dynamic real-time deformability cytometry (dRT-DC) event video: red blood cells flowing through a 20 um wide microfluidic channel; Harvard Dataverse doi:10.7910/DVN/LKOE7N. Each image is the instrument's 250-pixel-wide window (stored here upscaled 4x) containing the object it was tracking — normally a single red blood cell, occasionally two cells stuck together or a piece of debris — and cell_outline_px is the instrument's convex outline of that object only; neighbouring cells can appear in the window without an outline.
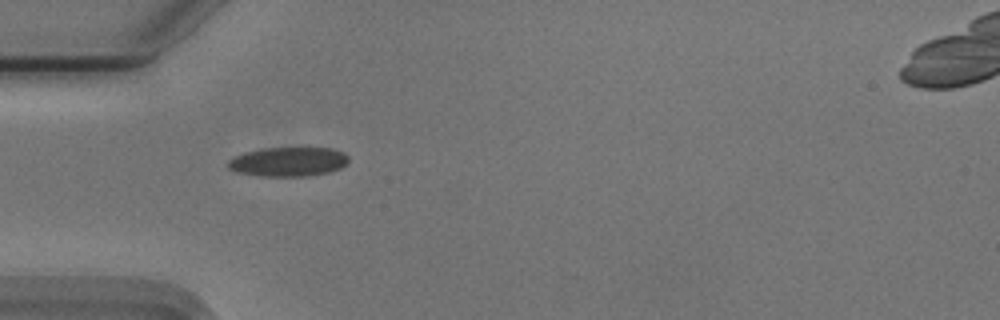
{"species": "Egyptian fruit bat (a non-hibernating species)", "species_latin": "Rousettus aegyptiacus", "temperature_condition": "cold", "stored_images_in_passage": 39, "camera_frame_rate_fps": 3000, "um_per_image_px": 0.085, "animal": {"sex": "male"}, "frame": {"image": 1, "passage_image": 1, "time_ms": 0.0, "image_size_px": [1000, 320], "cell_outline_px": [[348, 164], [340, 168], [328, 172], [308, 176], [260, 176], [236, 172], [228, 168], [228, 160], [244, 152], [264, 148], [332, 148], [344, 152], [348, 156]], "centroid_in_image_um": [24.52, 13.75], "position_along_channel_um": 60.5, "area_um2": 20.63}}
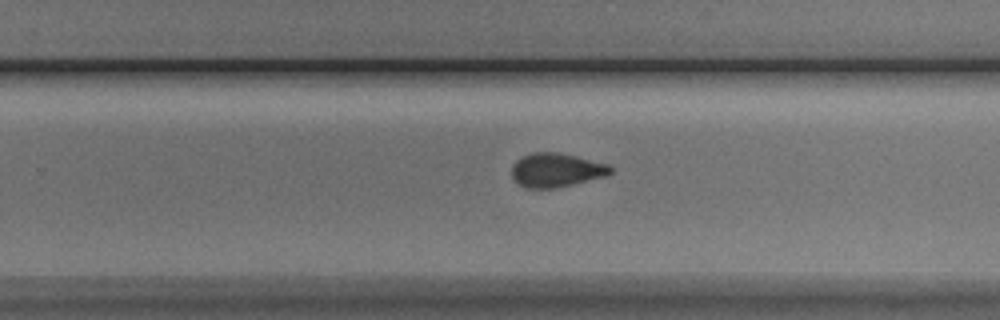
{"frame": {"image": 2, "passage_image": 19, "time_ms": 6.0, "image_size_px": [1000, 320], "cell_outline_px": [[612, 172], [608, 176], [556, 188], [524, 188], [512, 180], [512, 164], [520, 156], [532, 152], [556, 152], [576, 156], [608, 164], [612, 168]], "centroid_in_image_um": [47.25, 14.46], "position_along_channel_um": 282.6, "area_um2": 19.83}}
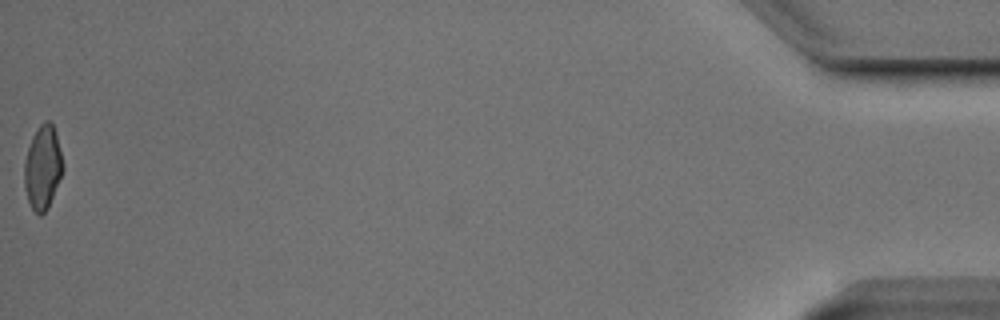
{"frame": {"image": 3, "passage_image": 39, "time_ms": 12.667, "image_size_px": [1000, 320], "cell_outline_px": [[64, 168], [48, 208], [40, 216], [32, 208], [28, 200], [24, 188], [24, 160], [32, 136], [40, 124], [44, 120], [48, 120], [52, 124], [56, 132], [64, 164]], "centroid_in_image_um": [3.63, 14.21], "position_along_channel_um": 431.6, "area_um2": 18.9}, "authors_computed_cell_mechanics": {"area_um2": 19.7676, "velocity_mm_per_s": 3.7505, "shape_relaxation_time_tau1_ms": 5.3078, "shape_relaxation_time_tau2_ms": 1.5629, "deformation_change_tau1": 0.1451, "deformation_change_tau2": 0.0664}}